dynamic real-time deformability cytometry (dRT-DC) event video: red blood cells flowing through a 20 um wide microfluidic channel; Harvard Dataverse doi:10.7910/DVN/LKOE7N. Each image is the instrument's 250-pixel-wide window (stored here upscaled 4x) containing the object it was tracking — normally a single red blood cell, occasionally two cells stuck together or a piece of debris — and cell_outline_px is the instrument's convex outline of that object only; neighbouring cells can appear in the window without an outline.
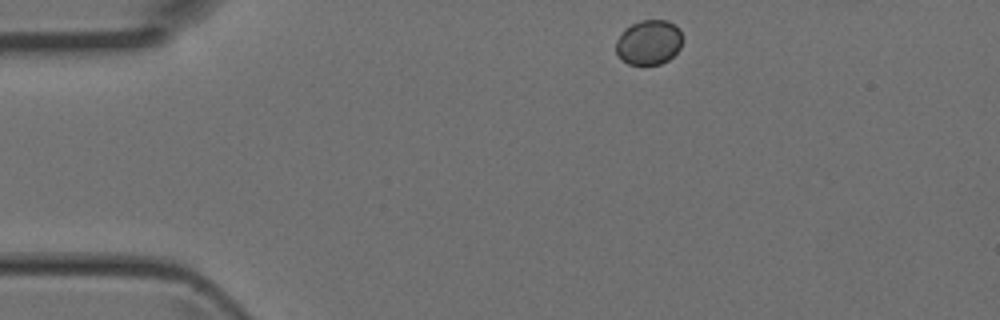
{"species": "Egyptian fruit bat (a non-hibernating species)", "species_latin": "Rousettus aegyptiacus", "temperature_condition": "room temperature", "stored_images_in_passage": 2, "camera_frame_rate_fps": 3000, "um_per_image_px": 0.085, "animal": {"sex": "female"}, "frame": {"image": 1, "passage_image": 1, "time_ms": 0.0, "image_size_px": [1000, 320], "cell_outline_px": [[680, 48], [668, 60], [660, 64], [628, 64], [616, 52], [616, 40], [624, 28], [640, 20], [668, 20], [680, 28]], "centroid_in_image_um": [55.13, 3.58], "position_along_channel_um": 29.9, "area_um2": 17.22}}